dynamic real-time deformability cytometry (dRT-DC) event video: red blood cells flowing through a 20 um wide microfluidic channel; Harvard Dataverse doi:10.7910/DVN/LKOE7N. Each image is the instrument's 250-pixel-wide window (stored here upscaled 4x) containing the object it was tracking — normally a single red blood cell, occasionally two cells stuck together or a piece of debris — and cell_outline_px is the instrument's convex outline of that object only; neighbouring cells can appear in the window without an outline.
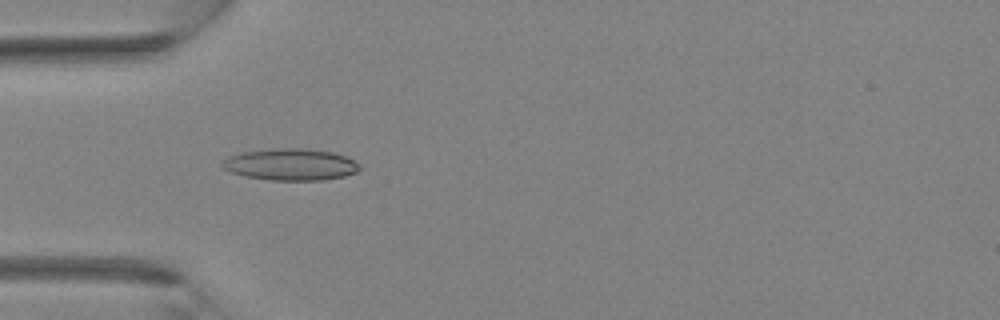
{"species": "Egyptian fruit bat (a non-hibernating species)", "species_latin": "Rousettus aegyptiacus", "temperature_condition": "room temperature", "stored_images_in_passage": 35, "camera_frame_rate_fps": 3000, "um_per_image_px": 0.085, "animal": {"sex": "female"}, "frame": {"image": 1, "passage_image": 11, "time_ms": 3.333, "image_size_px": [1000, 320], "cell_outline_px": [[360, 168], [356, 172], [344, 176], [320, 180], [272, 180], [244, 176], [232, 172], [224, 168], [220, 164], [220, 160], [228, 156], [244, 152], [276, 148], [300, 148], [332, 152], [344, 156], [360, 164]], "centroid_in_image_um": [24.66, 13.98], "position_along_channel_um": 60.3, "area_um2": 25.2}}
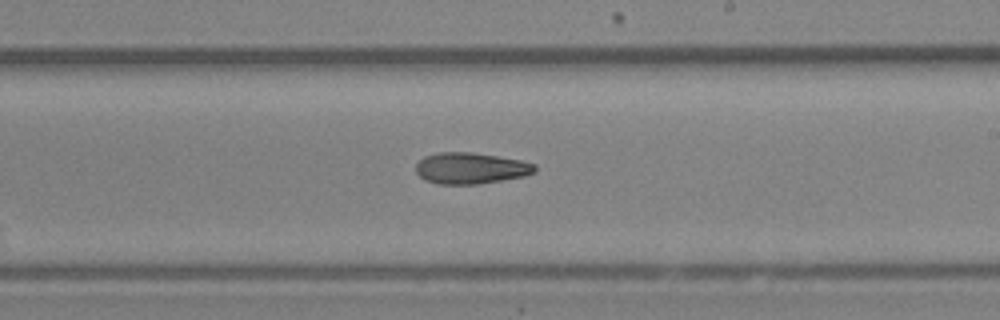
{"frame": {"image": 2, "passage_image": 21, "time_ms": 6.667, "image_size_px": [1000, 320], "cell_outline_px": [[536, 172], [524, 176], [476, 184], [440, 184], [424, 180], [416, 172], [416, 164], [424, 156], [440, 152], [472, 152], [520, 160], [536, 164]], "centroid_in_image_um": [40.0, 14.29], "position_along_channel_um": 249.0, "area_um2": 21.56}}
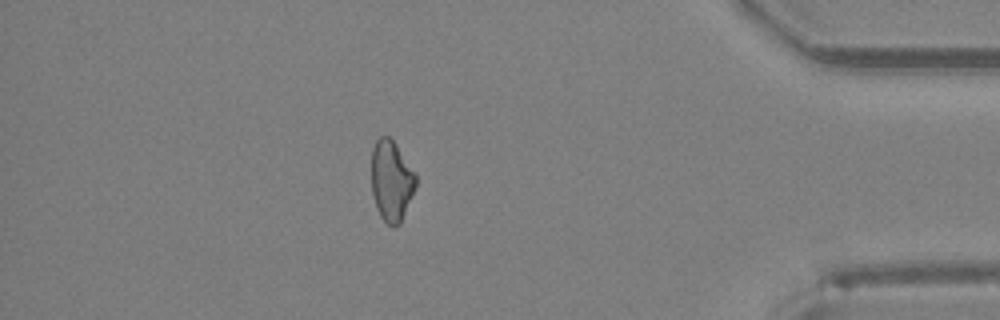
{"frame": {"image": 3, "passage_image": 31, "time_ms": 10.0, "image_size_px": [1000, 320], "cell_outline_px": [[416, 184], [400, 224], [392, 228], [380, 216], [372, 192], [372, 148], [376, 140], [380, 136], [388, 136], [396, 144], [416, 172]], "centroid_in_image_um": [33.27, 15.34], "position_along_channel_um": 401.9, "area_um2": 20.75}}